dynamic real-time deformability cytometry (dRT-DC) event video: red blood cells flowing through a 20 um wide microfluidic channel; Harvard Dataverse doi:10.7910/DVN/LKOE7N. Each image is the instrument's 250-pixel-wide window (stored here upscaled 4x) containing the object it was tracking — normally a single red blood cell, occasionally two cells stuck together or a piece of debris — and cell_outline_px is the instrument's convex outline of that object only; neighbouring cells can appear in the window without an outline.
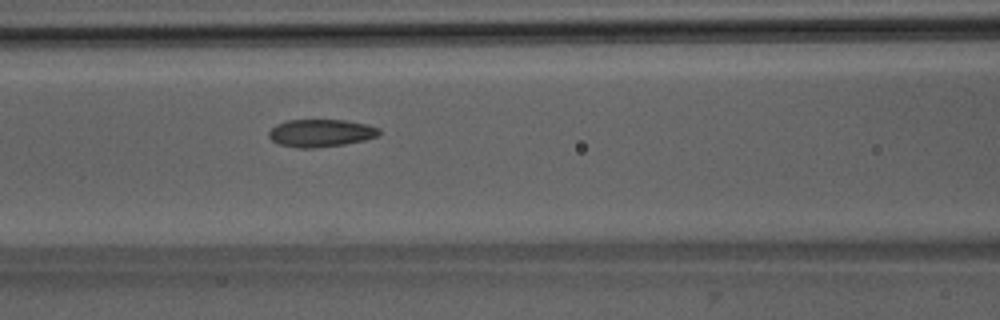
{"species": "Egyptian fruit bat (a non-hibernating species)", "species_latin": "Rousettus aegyptiacus", "temperature_condition": "room temperature", "stored_images_in_passage": 42, "camera_frame_rate_fps": 3000, "um_per_image_px": 0.085, "animal": {"sex": "male"}, "frame": {"image": 1, "passage_image": 13, "time_ms": 4.0, "image_size_px": [1000, 320], "cell_outline_px": [[380, 132], [376, 136], [364, 140], [344, 144], [316, 148], [300, 148], [280, 144], [272, 140], [268, 136], [268, 132], [276, 124], [288, 120], [344, 120], [368, 124], [380, 128]], "centroid_in_image_um": [27.27, 11.3], "position_along_channel_um": 139.3, "area_um2": 17.69}}
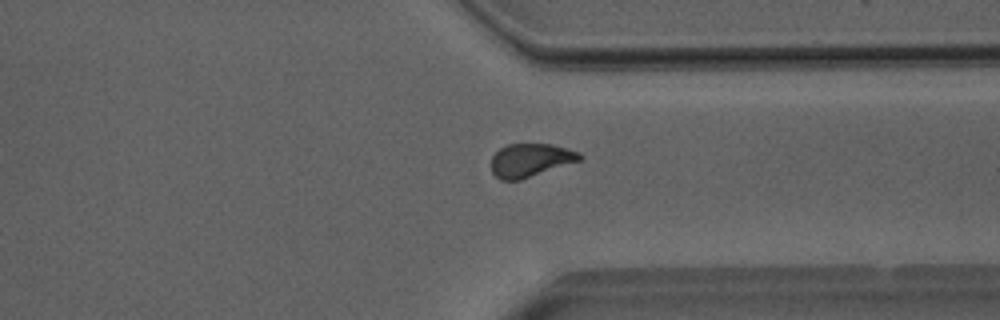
{"frame": {"image": 2, "passage_image": 30, "time_ms": 9.667, "image_size_px": [1000, 320], "cell_outline_px": [[584, 156], [580, 160], [520, 180], [500, 180], [492, 172], [492, 156], [500, 148], [508, 144], [552, 144], [568, 148], [580, 152]], "centroid_in_image_um": [45.1, 13.6], "position_along_channel_um": 366.3, "area_um2": 17.11}}
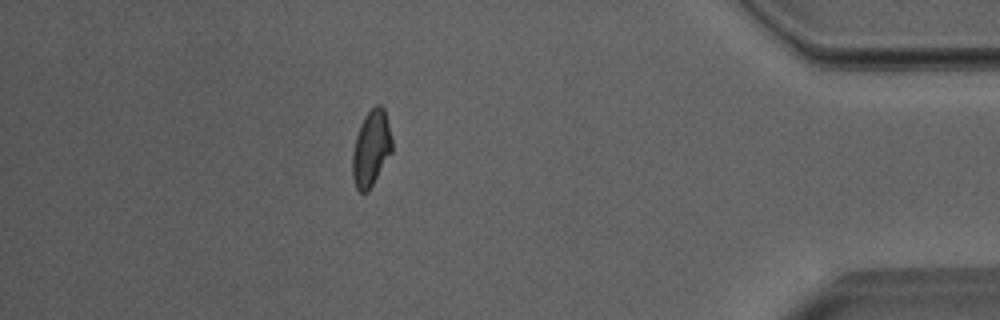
{"frame": {"image": 3, "passage_image": 36, "time_ms": 11.667, "image_size_px": [1000, 320], "cell_outline_px": [[392, 152], [368, 192], [360, 192], [356, 188], [352, 176], [352, 152], [356, 136], [360, 124], [364, 116], [376, 104], [380, 104], [384, 108], [392, 140]], "centroid_in_image_um": [31.54, 12.62], "position_along_channel_um": 403.7, "area_um2": 17.51}, "authors_computed_cell_mechanics": {"area_um2": 17.6579, "velocity_mm_per_s": 4.0149, "shape_relaxation_time_tau1_ms": 5.4255, "shape_relaxation_time_tau2_ms": 1.8377, "deformation_change_tau1": 0.149, "deformation_change_tau2": 0.0827}}